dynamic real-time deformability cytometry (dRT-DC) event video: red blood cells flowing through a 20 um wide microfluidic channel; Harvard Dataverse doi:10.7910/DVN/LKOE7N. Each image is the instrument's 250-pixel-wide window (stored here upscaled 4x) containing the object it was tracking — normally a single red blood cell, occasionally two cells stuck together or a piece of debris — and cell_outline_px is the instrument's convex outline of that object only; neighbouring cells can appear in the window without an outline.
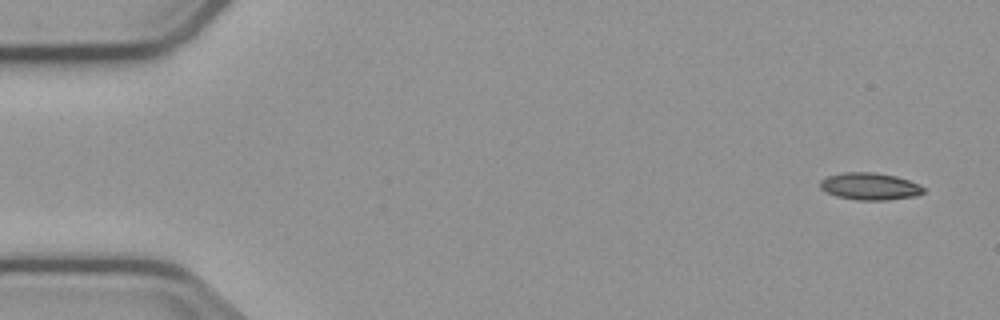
{"species": "common noctule bat (a hibernating species)", "species_latin": "Nyctalus noctula", "temperature_condition": "cold", "stored_images_in_passage": 4, "camera_frame_rate_fps": 3000, "um_per_image_px": 0.085, "animal": {"sex": "male", "body_mass_g": 23.1, "forearm_length_mm": 52.7}, "frame": {"image": 1, "passage_image": 1, "time_ms": 0.0, "image_size_px": [1000, 320], "cell_outline_px": [[924, 192], [916, 196], [888, 200], [856, 200], [836, 196], [820, 188], [820, 180], [828, 176], [844, 172], [876, 172], [896, 176], [920, 184], [924, 188]], "centroid_in_image_um": [73.95, 15.84], "position_along_channel_um": 11.0, "area_um2": 16.42}}